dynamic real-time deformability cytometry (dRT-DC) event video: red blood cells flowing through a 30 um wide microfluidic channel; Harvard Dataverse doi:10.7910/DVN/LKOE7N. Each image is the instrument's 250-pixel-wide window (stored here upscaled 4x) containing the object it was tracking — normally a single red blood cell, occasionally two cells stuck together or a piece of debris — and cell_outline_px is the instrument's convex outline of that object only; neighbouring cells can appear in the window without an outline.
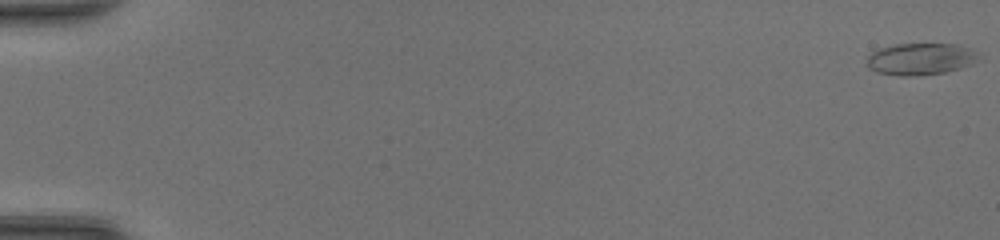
{"species": "common noctule bat (a hibernating species)", "species_latin": "Nyctalus noctula", "temperature_condition": "room temperature", "stored_images_in_passage": 49, "camera_frame_rate_fps": 3000, "um_per_image_px": 0.085, "animal": {"sex": "female", "body_mass_g": 20.0, "forearm_length_mm": 54.0}, "frame": {"image": 1, "passage_image": 1, "time_ms": 0.0, "image_size_px": [1000, 240], "cell_outline_px": [[980, 60], [972, 64], [960, 68], [944, 72], [916, 76], [900, 76], [876, 72], [868, 68], [868, 56], [872, 52], [880, 48], [892, 44], [956, 44], [972, 48], [980, 52]], "centroid_in_image_um": [78.3, 5.01], "position_along_channel_um": 6.7, "area_um2": 21.04}}
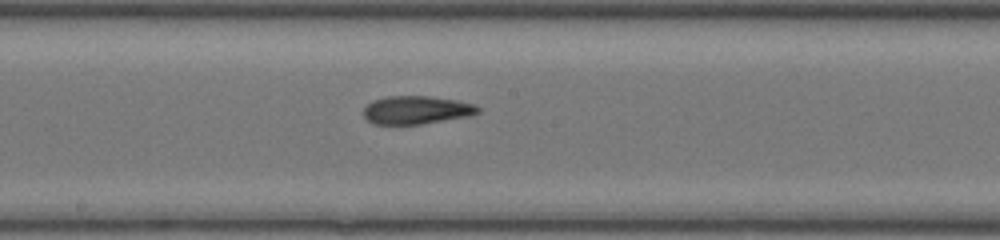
{"frame": {"image": 2, "passage_image": 28, "time_ms": 9.0, "image_size_px": [1000, 240], "cell_outline_px": [[480, 112], [468, 116], [420, 124], [372, 124], [364, 116], [364, 108], [372, 100], [384, 96], [428, 96], [456, 100], [476, 104], [480, 108]], "centroid_in_image_um": [35.39, 9.34], "position_along_channel_um": 212.8, "area_um2": 18.79}}
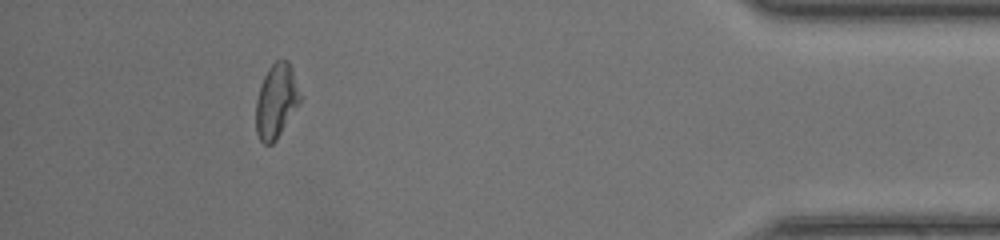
{"frame": {"image": 3, "passage_image": 45, "time_ms": 14.667, "image_size_px": [1000, 240], "cell_outline_px": [[304, 96], [276, 140], [272, 144], [264, 144], [260, 140], [256, 132], [256, 100], [264, 76], [268, 68], [276, 60], [288, 60], [292, 68]], "centroid_in_image_um": [23.52, 8.57], "position_along_channel_um": 411.7, "area_um2": 19.31}, "authors_computed_cell_mechanics": {"area_um2": 19.5942, "velocity_mm_per_s": 4.4125, "shape_relaxation_time_tau1_ms": 5.2935, "shape_relaxation_time_tau2_ms": 2.7999, "deformation_change_tau1": 0.1822, "deformation_change_tau2": 0.1157}}